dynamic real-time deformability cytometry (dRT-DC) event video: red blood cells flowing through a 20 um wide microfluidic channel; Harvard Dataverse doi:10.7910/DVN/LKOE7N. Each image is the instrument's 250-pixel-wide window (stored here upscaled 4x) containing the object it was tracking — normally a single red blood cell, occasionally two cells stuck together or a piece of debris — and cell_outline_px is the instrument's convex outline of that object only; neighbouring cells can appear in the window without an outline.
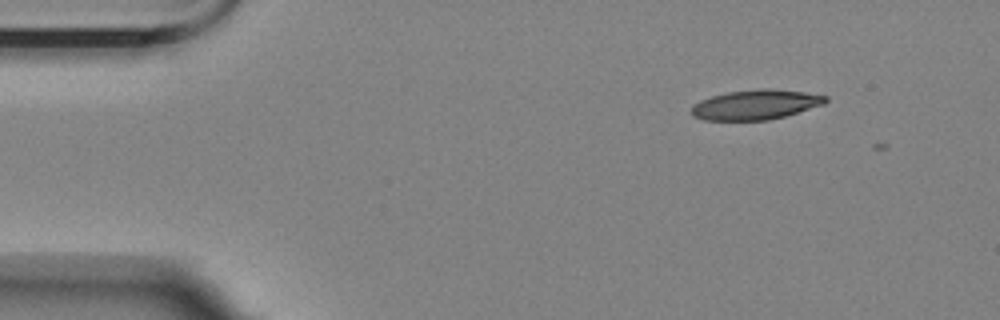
{"species": "Egyptian fruit bat (a non-hibernating species)", "species_latin": "Rousettus aegyptiacus", "temperature_condition": "room temperature", "stored_images_in_passage": 4, "camera_frame_rate_fps": 3000, "um_per_image_px": 0.085, "animal": {"sex": "female"}, "frame": {"image": 1, "passage_image": 2, "time_ms": 1.333, "image_size_px": [1000, 320], "cell_outline_px": [[828, 100], [824, 104], [784, 116], [768, 120], [704, 120], [692, 116], [692, 104], [700, 100], [712, 96], [728, 92], [760, 88], [768, 88], [804, 92], [828, 96]], "centroid_in_image_um": [64.21, 8.89], "position_along_channel_um": 20.8, "area_um2": 23.24}}